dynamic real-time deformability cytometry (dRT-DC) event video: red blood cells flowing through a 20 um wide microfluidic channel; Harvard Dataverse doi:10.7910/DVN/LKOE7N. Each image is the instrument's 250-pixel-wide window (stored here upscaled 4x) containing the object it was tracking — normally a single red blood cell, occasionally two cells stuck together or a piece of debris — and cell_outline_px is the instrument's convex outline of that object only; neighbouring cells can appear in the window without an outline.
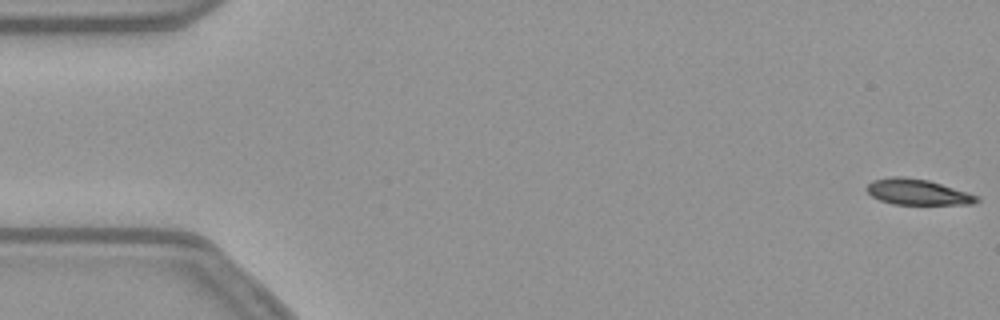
{"species": "common noctule bat (a hibernating species)", "species_latin": "Nyctalus noctula", "temperature_condition": "warm", "stored_images_in_passage": 12, "camera_frame_rate_fps": 3000, "um_per_image_px": 0.085, "animal": {"sex": "female", "body_mass_g": 21.9}, "frame": {"image": 1, "passage_image": 1, "time_ms": 0.0, "image_size_px": [1000, 320], "cell_outline_px": [[980, 200], [972, 204], [892, 204], [880, 200], [872, 196], [864, 188], [872, 180], [892, 176], [904, 176], [928, 180], [968, 192], [980, 196]], "centroid_in_image_um": [77.98, 16.31], "position_along_channel_um": 7.0, "area_um2": 16.59}}